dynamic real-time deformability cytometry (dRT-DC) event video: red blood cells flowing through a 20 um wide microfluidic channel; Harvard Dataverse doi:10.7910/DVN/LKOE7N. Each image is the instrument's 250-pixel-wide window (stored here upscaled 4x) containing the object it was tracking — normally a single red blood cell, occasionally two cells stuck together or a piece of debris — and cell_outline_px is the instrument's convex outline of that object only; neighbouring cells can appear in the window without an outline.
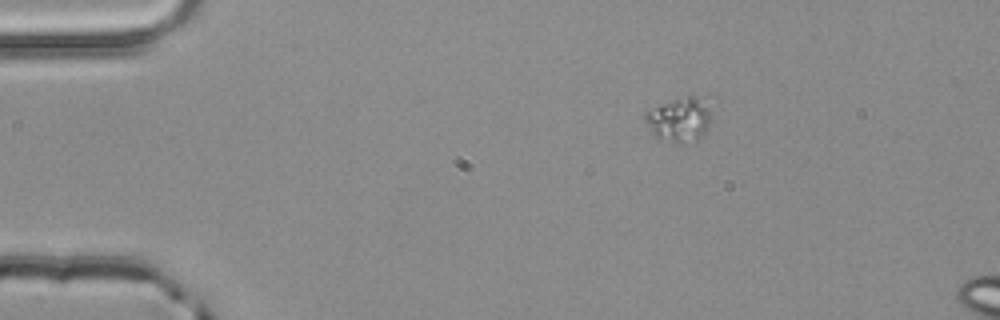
{"species": "common noctule bat (a hibernating species)", "species_latin": "Nyctalus noctula", "temperature_condition": "room temperature", "stored_images_in_passage": 3, "segment_of_instrument_passage": [1, 2], "camera_frame_rate_fps": 3000, "um_per_image_px": 0.085, "animal": {"sex": "male", "body_mass_g": 20.4}, "frame": {"image": 1, "passage_image": 1, "time_ms": 0.0, "image_size_px": [1000, 320], "cell_outline_px": [[712, 116], [704, 132], [696, 140], [680, 144], [656, 136], [652, 132], [644, 120], [644, 112], [672, 100], [688, 96], [704, 96], [712, 112]], "centroid_in_image_um": [57.79, 10.13], "position_along_channel_um": 27.2, "area_um2": 16.99}}